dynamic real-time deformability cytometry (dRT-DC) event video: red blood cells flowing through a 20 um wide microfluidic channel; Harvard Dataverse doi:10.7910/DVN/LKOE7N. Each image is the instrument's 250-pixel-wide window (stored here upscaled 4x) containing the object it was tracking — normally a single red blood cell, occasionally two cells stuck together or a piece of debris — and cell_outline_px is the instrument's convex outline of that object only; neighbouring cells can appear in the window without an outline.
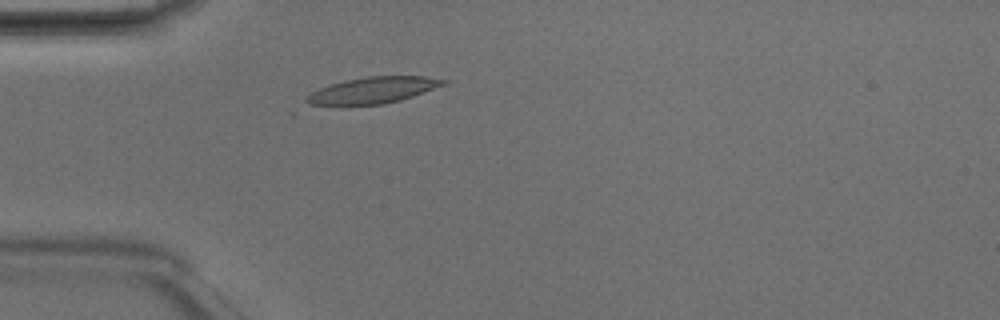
{"species": "Egyptian fruit bat (a non-hibernating species)", "species_latin": "Rousettus aegyptiacus", "temperature_condition": "room temperature", "stored_images_in_passage": 1, "camera_frame_rate_fps": 3000, "um_per_image_px": 0.085, "animal": {"sex": "male"}, "frame": {"image": 1, "passage_image": 1, "time_ms": 0.0, "image_size_px": [1000, 320], "cell_outline_px": [[448, 84], [400, 100], [384, 104], [308, 104], [304, 100], [304, 96], [320, 88], [344, 80], [368, 76], [424, 76], [448, 80]], "centroid_in_image_um": [31.74, 7.65], "position_along_channel_um": 53.3, "area_um2": 20.75}}